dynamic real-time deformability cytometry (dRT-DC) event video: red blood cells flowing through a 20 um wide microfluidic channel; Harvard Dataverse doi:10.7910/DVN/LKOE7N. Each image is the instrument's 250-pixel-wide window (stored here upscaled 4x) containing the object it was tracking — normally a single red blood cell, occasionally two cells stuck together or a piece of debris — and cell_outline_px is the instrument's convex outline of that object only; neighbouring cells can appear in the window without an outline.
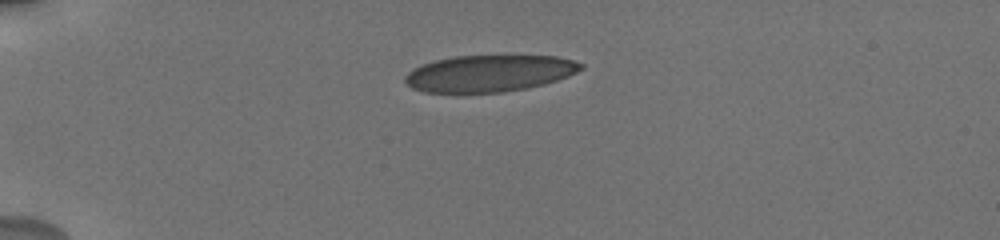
{"species": "human", "species_latin": "Homo sapiens", "temperature_condition": "cold", "stored_images_in_passage": 9, "camera_frame_rate_fps": 3000, "um_per_image_px": 0.085, "donor": {"sex": "male"}, "frame": {"image": 1, "passage_image": 1, "time_ms": 0.0, "image_size_px": [1000, 240], "cell_outline_px": [[584, 68], [568, 76], [544, 84], [528, 88], [500, 92], [424, 92], [412, 88], [404, 80], [404, 76], [412, 68], [436, 60], [456, 56], [556, 56], [572, 60], [584, 64]], "centroid_in_image_um": [41.59, 6.23], "position_along_channel_um": 43.4, "area_um2": 37.34}}
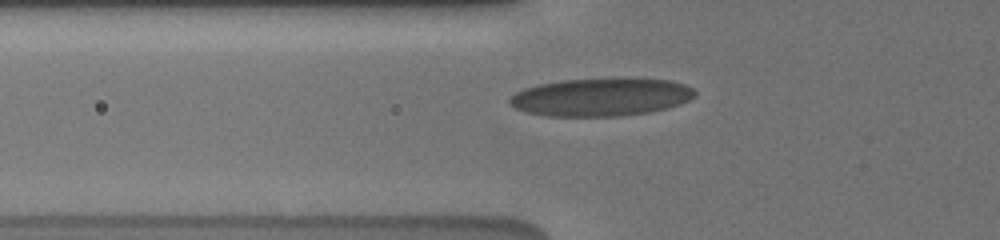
{"frame": {"image": 2, "passage_image": 5, "time_ms": 2.0, "image_size_px": [1000, 240], "cell_outline_px": [[696, 96], [680, 104], [668, 108], [648, 112], [620, 116], [544, 116], [524, 112], [508, 104], [508, 100], [516, 92], [524, 88], [540, 84], [560, 80], [628, 76], [668, 80], [684, 84], [692, 88], [696, 92]], "centroid_in_image_um": [51.09, 8.22], "position_along_channel_um": 74.7, "area_um2": 41.91}}